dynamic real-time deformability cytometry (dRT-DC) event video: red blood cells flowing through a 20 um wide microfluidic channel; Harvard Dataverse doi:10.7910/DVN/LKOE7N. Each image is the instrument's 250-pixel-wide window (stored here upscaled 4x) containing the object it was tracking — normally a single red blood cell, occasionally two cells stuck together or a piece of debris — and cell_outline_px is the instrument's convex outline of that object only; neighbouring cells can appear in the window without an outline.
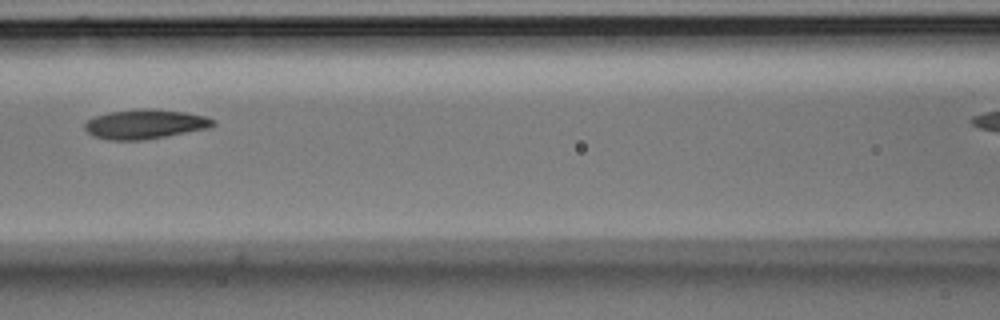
{"species": "Egyptian fruit bat (a non-hibernating species)", "species_latin": "Rousettus aegyptiacus", "temperature_condition": "room temperature", "stored_images_in_passage": 4, "camera_frame_rate_fps": 3000, "um_per_image_px": 0.085, "animal": {"sex": "male"}, "frame": {"image": 1, "passage_image": 4, "time_ms": 1.0, "image_size_px": [1000, 320], "cell_outline_px": [[216, 124], [208, 128], [164, 136], [140, 140], [112, 140], [92, 136], [84, 128], [84, 124], [88, 120], [96, 116], [112, 112], [144, 108], [184, 112], [204, 116], [216, 120]], "centroid_in_image_um": [12.32, 10.55], "position_along_channel_um": 154.3, "area_um2": 21.62}}